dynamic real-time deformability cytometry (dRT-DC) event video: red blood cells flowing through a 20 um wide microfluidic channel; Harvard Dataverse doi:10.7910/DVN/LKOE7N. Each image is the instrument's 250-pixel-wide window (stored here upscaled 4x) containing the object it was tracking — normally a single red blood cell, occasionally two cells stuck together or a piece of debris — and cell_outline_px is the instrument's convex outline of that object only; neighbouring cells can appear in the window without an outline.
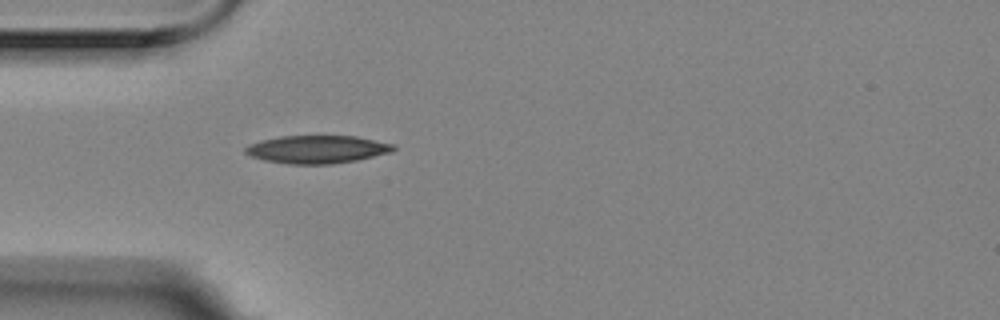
{"species": "Egyptian fruit bat (a non-hibernating species)", "species_latin": "Rousettus aegyptiacus", "temperature_condition": "room temperature", "stored_images_in_passage": 2, "camera_frame_rate_fps": 3000, "um_per_image_px": 0.085, "animal": {"sex": "female"}, "frame": {"image": 1, "passage_image": 2, "time_ms": 0.333, "image_size_px": [1000, 320], "cell_outline_px": [[396, 148], [392, 152], [356, 160], [332, 164], [288, 164], [264, 160], [252, 156], [244, 152], [244, 148], [248, 144], [260, 140], [280, 136], [356, 136], [392, 144]], "centroid_in_image_um": [26.92, 12.69], "position_along_channel_um": 58.1, "area_um2": 24.04}}